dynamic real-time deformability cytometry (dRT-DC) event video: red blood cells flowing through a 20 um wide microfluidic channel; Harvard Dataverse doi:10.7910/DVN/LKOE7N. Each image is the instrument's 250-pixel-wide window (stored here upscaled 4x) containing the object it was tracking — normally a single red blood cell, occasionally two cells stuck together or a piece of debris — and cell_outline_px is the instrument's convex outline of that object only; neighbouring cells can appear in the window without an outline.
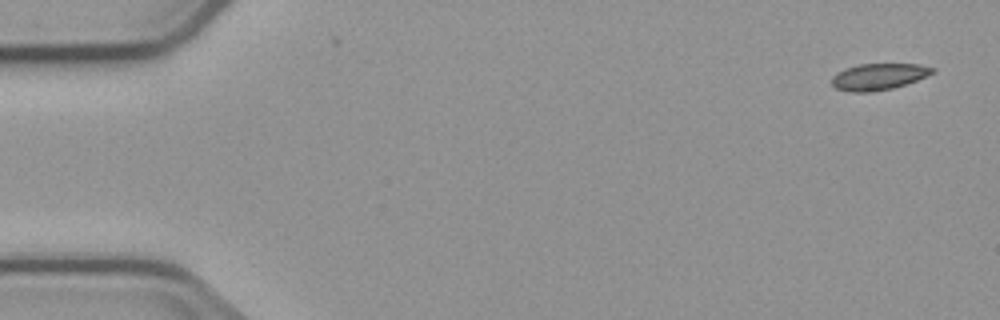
{"species": "common noctule bat (a hibernating species)", "species_latin": "Nyctalus noctula", "temperature_condition": "cold", "stored_images_in_passage": 7, "camera_frame_rate_fps": 3000, "um_per_image_px": 0.085, "animal": {"sex": "male", "body_mass_g": 23.1, "forearm_length_mm": 52.7}, "frame": {"image": 1, "passage_image": 1, "time_ms": 0.0, "image_size_px": [1000, 320], "cell_outline_px": [[936, 72], [916, 80], [892, 88], [868, 92], [848, 92], [836, 88], [832, 84], [832, 76], [844, 68], [860, 64], [920, 64], [936, 68]], "centroid_in_image_um": [74.68, 6.5], "position_along_channel_um": 10.3, "area_um2": 15.49}}